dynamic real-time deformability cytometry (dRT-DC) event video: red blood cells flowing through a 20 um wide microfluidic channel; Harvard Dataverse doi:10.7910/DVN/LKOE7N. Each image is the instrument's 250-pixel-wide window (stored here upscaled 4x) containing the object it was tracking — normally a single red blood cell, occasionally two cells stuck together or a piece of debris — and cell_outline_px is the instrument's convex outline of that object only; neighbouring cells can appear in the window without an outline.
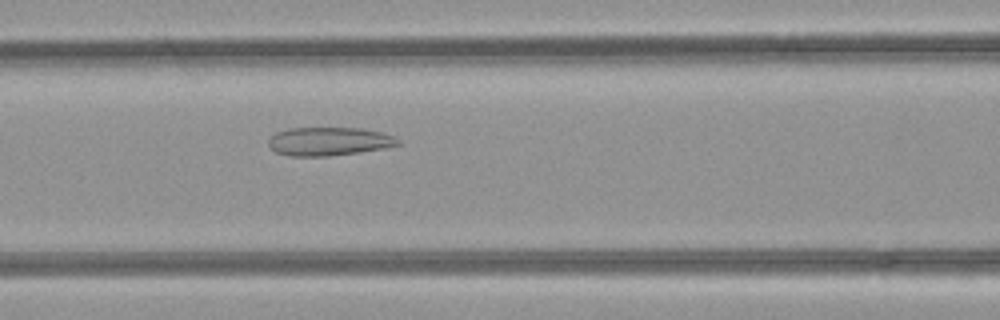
{"species": "common noctule bat (a hibernating species)", "species_latin": "Nyctalus noctula", "temperature_condition": "room temperature", "stored_images_in_passage": 41, "camera_frame_rate_fps": 3000, "um_per_image_px": 0.085, "animal": {"sex": "female", "body_mass_g": 21.9}, "frame": {"image": 1, "passage_image": 16, "time_ms": 5.0, "image_size_px": [1000, 320], "cell_outline_px": [[400, 144], [384, 148], [328, 156], [292, 156], [276, 152], [268, 144], [268, 140], [276, 132], [288, 128], [360, 128], [380, 132], [392, 136], [400, 140]], "centroid_in_image_um": [27.93, 12.01], "position_along_channel_um": 138.7, "area_um2": 21.21}}
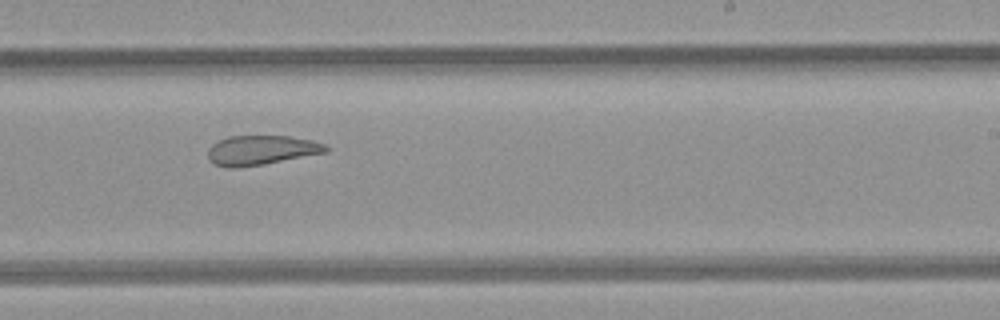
{"frame": {"image": 2, "passage_image": 25, "time_ms": 8.0, "image_size_px": [1000, 320], "cell_outline_px": [[328, 152], [264, 164], [236, 168], [228, 168], [216, 164], [208, 160], [208, 148], [212, 144], [228, 136], [288, 136], [312, 140], [324, 144], [328, 148]], "centroid_in_image_um": [22.19, 12.77], "position_along_channel_um": 266.8, "area_um2": 20.29}}
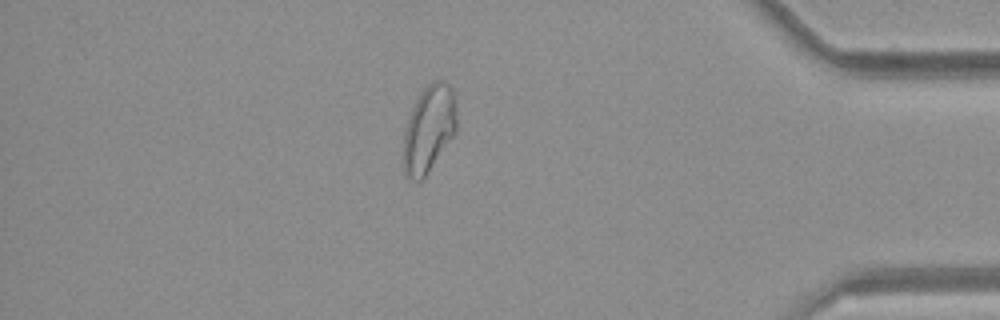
{"frame": {"image": 3, "passage_image": 37, "time_ms": 12.0, "image_size_px": [1000, 320], "cell_outline_px": [[456, 132], [428, 172], [420, 180], [412, 180], [404, 176], [400, 164], [404, 132], [412, 108], [420, 92], [432, 80], [444, 80], [452, 88], [456, 96]], "centroid_in_image_um": [36.42, 10.97], "position_along_channel_um": 398.8, "area_um2": 27.63}, "authors_computed_cell_mechanics": {"area_um2": 23.5824, "velocity_mm_per_s": 4.2826, "shape_relaxation_time_tau1_ms": null, "shape_relaxation_time_tau2_ms": 1.9714, "deformation_change_tau1": null, "deformation_change_tau2": 0.0937}}